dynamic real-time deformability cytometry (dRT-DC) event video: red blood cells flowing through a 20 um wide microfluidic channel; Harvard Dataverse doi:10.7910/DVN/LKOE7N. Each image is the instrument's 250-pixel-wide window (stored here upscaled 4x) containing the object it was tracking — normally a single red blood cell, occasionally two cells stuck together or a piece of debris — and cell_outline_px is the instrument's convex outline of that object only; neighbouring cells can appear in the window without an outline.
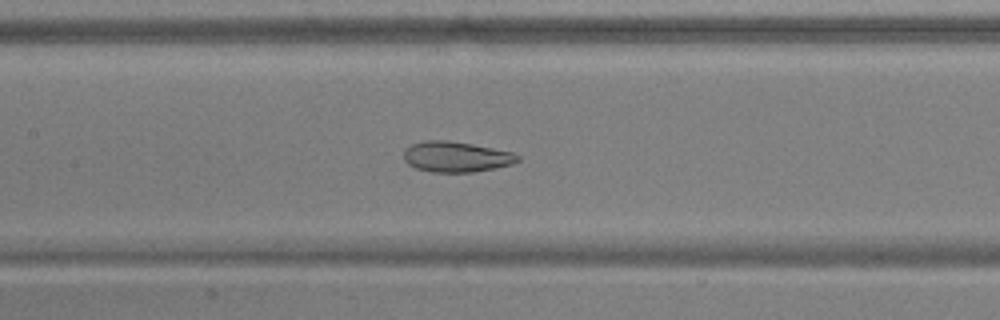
{"species": "common noctule bat (a hibernating species)", "species_latin": "Nyctalus noctula", "temperature_condition": "warm", "stored_images_in_passage": 53, "camera_frame_rate_fps": 3000, "um_per_image_px": 0.085, "animal": {"sex": "male", "body_mass_g": 17.9, "forearm_length_mm": 54.2}, "frame": {"image": 1, "passage_image": 27, "time_ms": 8.667, "image_size_px": [1000, 320], "cell_outline_px": [[520, 160], [512, 164], [496, 168], [472, 172], [432, 172], [416, 168], [408, 164], [404, 160], [404, 148], [412, 144], [424, 140], [448, 140], [472, 144], [512, 152], [520, 156]], "centroid_in_image_um": [38.76, 13.32], "position_along_channel_um": 168.6, "area_um2": 20.35}}
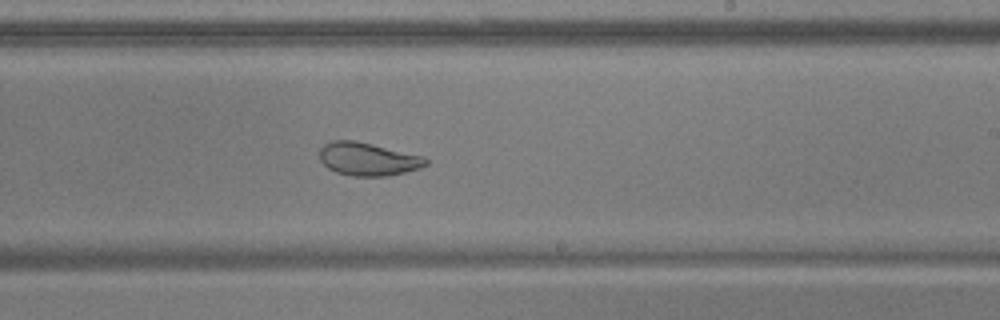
{"frame": {"image": 2, "passage_image": 34, "time_ms": 11.0, "image_size_px": [1000, 320], "cell_outline_px": [[428, 164], [420, 168], [388, 176], [352, 176], [336, 172], [328, 168], [320, 160], [320, 148], [324, 144], [332, 140], [356, 140], [424, 156], [428, 160]], "centroid_in_image_um": [31.28, 13.51], "position_along_channel_um": 257.7, "area_um2": 20.58}}
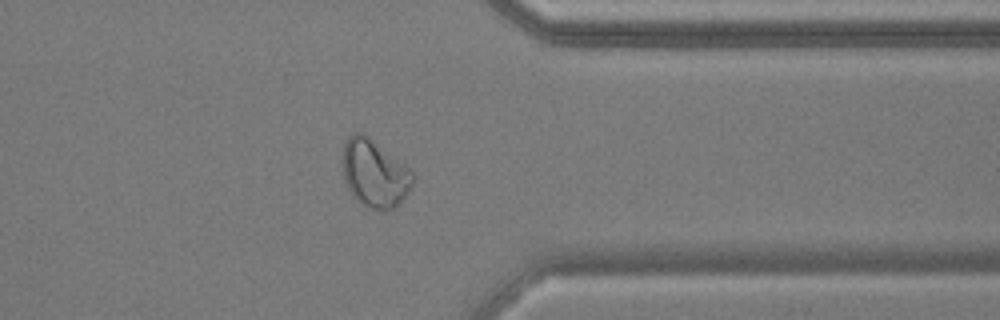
{"frame": {"image": 3, "passage_image": 44, "time_ms": 14.333, "image_size_px": [1000, 320], "cell_outline_px": [[412, 184], [408, 192], [400, 204], [396, 208], [384, 212], [380, 212], [364, 208], [356, 200], [348, 188], [344, 180], [344, 144], [348, 136], [352, 132], [364, 132], [404, 164], [412, 172]], "centroid_in_image_um": [31.83, 14.79], "position_along_channel_um": 379.6, "area_um2": 27.92}}